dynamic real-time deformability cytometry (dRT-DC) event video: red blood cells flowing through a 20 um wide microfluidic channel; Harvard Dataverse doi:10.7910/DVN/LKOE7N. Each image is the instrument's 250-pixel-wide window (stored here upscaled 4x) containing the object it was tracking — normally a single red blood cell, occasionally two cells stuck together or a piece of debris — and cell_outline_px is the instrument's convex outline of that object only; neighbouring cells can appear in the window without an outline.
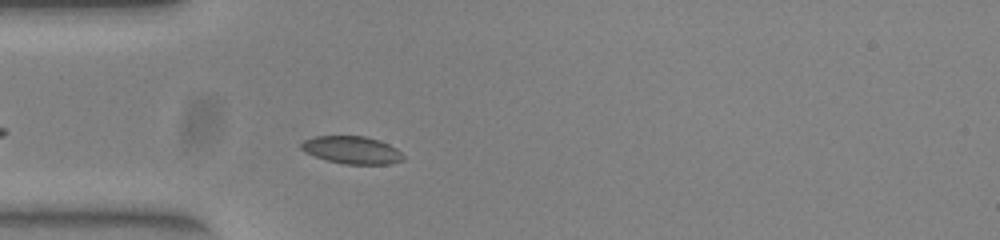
{"species": "common noctule bat (a hibernating species)", "species_latin": "Nyctalus noctula", "temperature_condition": "warm", "stored_images_in_passage": 44, "camera_frame_rate_fps": 3000, "um_per_image_px": 0.085, "animal": {"sex": "female", "body_mass_g": 23.0, "forearm_length_mm": 53.4}, "frame": {"image": 1, "passage_image": 7, "time_ms": 2.0, "image_size_px": [1000, 240], "cell_outline_px": [[404, 160], [388, 164], [344, 164], [328, 160], [304, 152], [300, 148], [300, 144], [304, 140], [316, 136], [364, 136], [388, 144], [396, 148], [404, 156]], "centroid_in_image_um": [29.9, 12.75], "position_along_channel_um": 55.1, "area_um2": 16.24}}
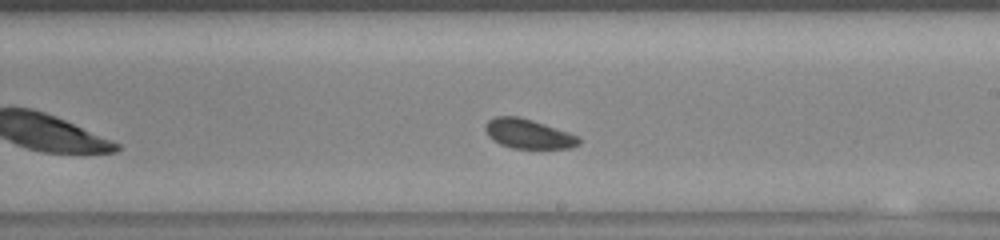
{"frame": {"image": 2, "passage_image": 22, "time_ms": 7.0, "image_size_px": [1000, 240], "cell_outline_px": [[580, 144], [572, 148], [512, 148], [500, 144], [492, 140], [488, 136], [484, 128], [484, 124], [488, 120], [496, 116], [516, 116], [532, 120], [580, 136]], "centroid_in_image_um": [44.89, 11.38], "position_along_channel_um": 244.1, "area_um2": 16.13}}
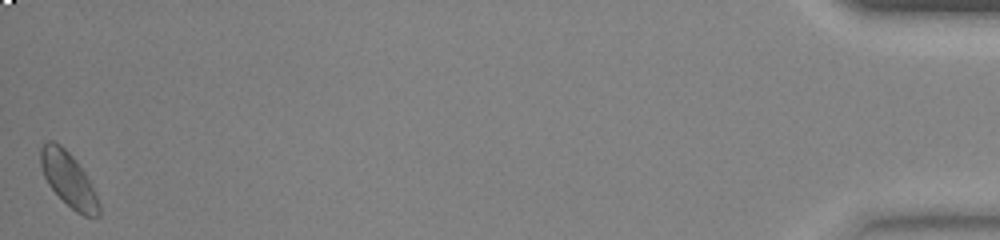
{"frame": {"image": 3, "passage_image": 44, "time_ms": 14.333, "image_size_px": [1000, 240], "cell_outline_px": [[100, 216], [84, 216], [76, 212], [48, 184], [44, 176], [40, 164], [40, 148], [48, 140], [52, 140], [60, 144], [72, 156], [84, 172], [100, 204]], "centroid_in_image_um": [5.8, 15.24], "position_along_channel_um": 429.4, "area_um2": 17.98}, "authors_computed_cell_mechanics": {"area_um2": 16.473, "velocity_mm_per_s": 3.8835, "shape_relaxation_time_tau1_ms": 0.796, "shape_relaxation_time_tau2_ms": 6.0637, "deformation_change_tau1": 0.0551, "deformation_change_tau2": 0.1086}}